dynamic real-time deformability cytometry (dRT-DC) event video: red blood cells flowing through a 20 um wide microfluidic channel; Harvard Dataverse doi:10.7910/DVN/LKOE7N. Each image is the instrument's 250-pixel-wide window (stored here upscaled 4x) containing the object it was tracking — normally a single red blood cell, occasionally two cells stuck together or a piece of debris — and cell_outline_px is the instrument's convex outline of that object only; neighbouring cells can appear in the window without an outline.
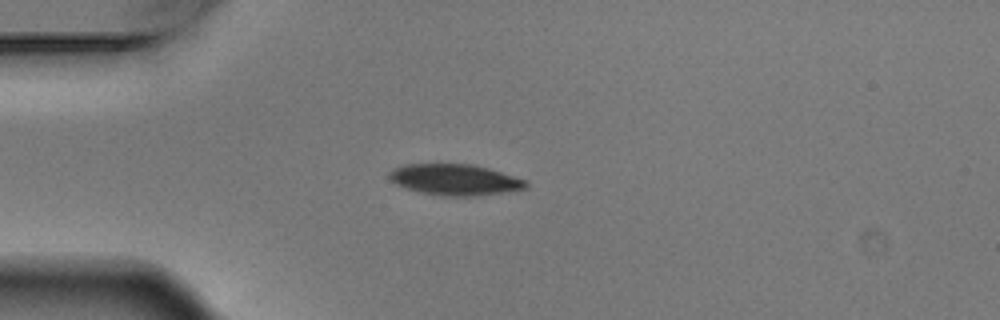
{"species": "Egyptian fruit bat (a non-hibernating species)", "species_latin": "Rousettus aegyptiacus", "temperature_condition": "warm", "stored_images_in_passage": 6, "camera_frame_rate_fps": 3000, "um_per_image_px": 0.085, "animal": {"sex": "male"}, "frame": {"image": 1, "passage_image": 4, "time_ms": 1.0, "image_size_px": [1000, 320], "cell_outline_px": [[528, 184], [524, 188], [500, 192], [472, 196], [440, 196], [408, 188], [396, 184], [388, 176], [388, 172], [392, 168], [404, 164], [472, 164], [488, 168], [524, 180]], "centroid_in_image_um": [38.59, 15.26], "position_along_channel_um": 46.4, "area_um2": 24.22}}
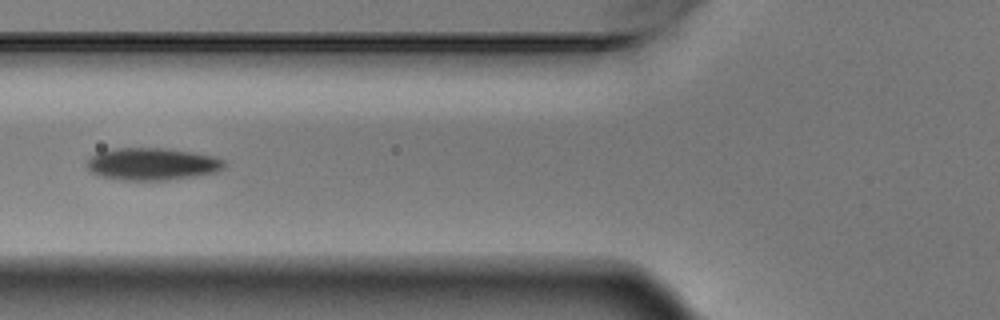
{"frame": {"image": 2, "passage_image": 6, "time_ms": 1.667, "image_size_px": [1000, 320], "cell_outline_px": [[228, 164], [224, 168], [216, 172], [196, 176], [168, 180], [116, 180], [100, 176], [92, 172], [88, 168], [88, 160], [92, 156], [100, 152], [116, 148], [160, 148], [192, 152], [216, 156], [224, 160]], "centroid_in_image_um": [12.99, 13.95], "position_along_channel_um": 112.8, "area_um2": 25.89}}